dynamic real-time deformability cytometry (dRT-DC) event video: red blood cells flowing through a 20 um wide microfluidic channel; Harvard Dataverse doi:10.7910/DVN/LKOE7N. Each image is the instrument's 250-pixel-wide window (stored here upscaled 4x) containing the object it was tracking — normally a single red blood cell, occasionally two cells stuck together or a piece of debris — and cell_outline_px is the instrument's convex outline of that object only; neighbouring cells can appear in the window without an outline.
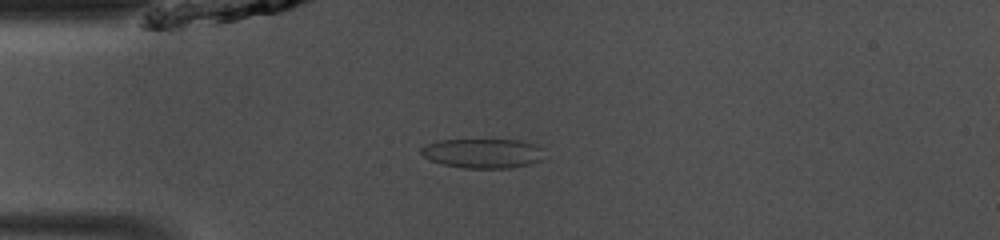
{"species": "common noctule bat (a hibernating species)", "species_latin": "Nyctalus noctula", "temperature_condition": "room temperature", "stored_images_in_passage": 47, "camera_frame_rate_fps": 3000, "um_per_image_px": 0.085, "animal": {"sex": "male", "body_mass_g": 13.0, "forearm_length_mm": 53.1}, "frame": {"image": 1, "passage_image": 11, "time_ms": 3.333, "image_size_px": [1000, 240], "cell_outline_px": [[544, 148], [540, 160], [528, 164], [508, 168], [464, 168], [444, 164], [432, 160], [424, 156], [420, 152], [420, 148], [424, 144], [436, 140], [520, 140], [536, 144]], "centroid_in_image_um": [41.02, 13.02], "position_along_channel_um": 44.0, "area_um2": 21.15}}
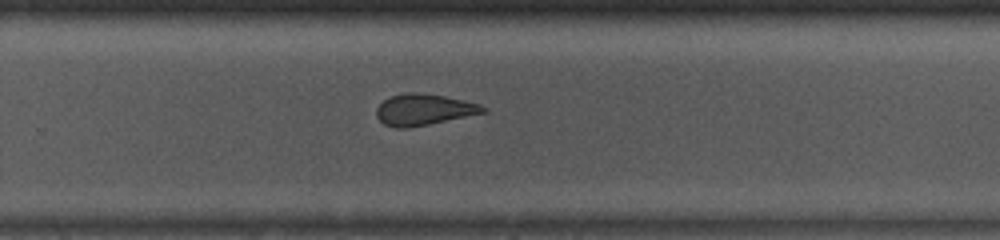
{"frame": {"image": 2, "passage_image": 30, "time_ms": 9.667, "image_size_px": [1000, 240], "cell_outline_px": [[488, 112], [408, 128], [396, 128], [384, 124], [376, 116], [376, 108], [384, 100], [392, 96], [404, 92], [424, 92], [444, 96], [480, 104], [488, 108]], "centroid_in_image_um": [36.03, 9.31], "position_along_channel_um": 293.8, "area_um2": 19.48}}
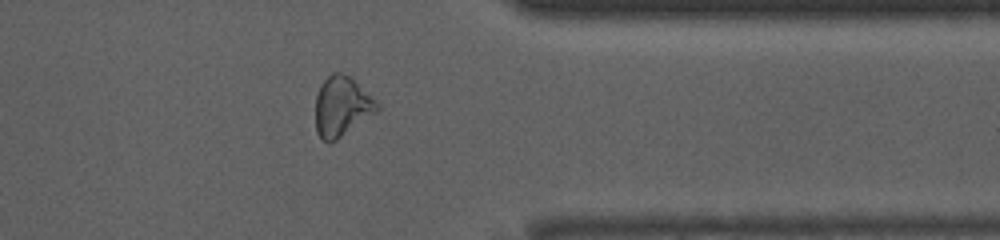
{"frame": {"image": 3, "passage_image": 37, "time_ms": 12.0, "image_size_px": [1000, 240], "cell_outline_px": [[380, 108], [376, 112], [336, 140], [328, 144], [316, 132], [316, 96], [320, 84], [332, 72], [340, 72], [352, 76]], "centroid_in_image_um": [29.01, 9.03], "position_along_channel_um": 382.4, "area_um2": 21.21}, "authors_computed_cell_mechanics": {"area_um2": 21.1548, "velocity_mm_per_s": 4.1551, "shape_relaxation_time_tau1_ms": null, "shape_relaxation_time_tau2_ms": 2.1882, "deformation_change_tau1": null, "deformation_change_tau2": 0.0792}}